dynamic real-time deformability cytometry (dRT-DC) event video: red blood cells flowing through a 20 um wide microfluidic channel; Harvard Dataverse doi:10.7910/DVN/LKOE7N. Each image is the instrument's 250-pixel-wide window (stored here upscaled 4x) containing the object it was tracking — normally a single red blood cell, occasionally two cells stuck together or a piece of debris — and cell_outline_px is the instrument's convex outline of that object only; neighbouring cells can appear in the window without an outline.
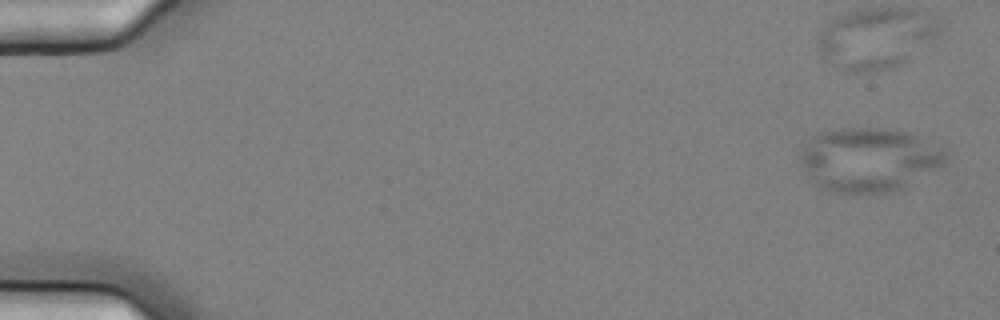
{"species": "common noctule bat (a hibernating species)", "species_latin": "Nyctalus noctula", "temperature_condition": "cold", "stored_images_in_passage": 8, "camera_frame_rate_fps": 3000, "um_per_image_px": 0.085, "animal": {"sex": "female", "body_mass_g": 25.1}, "frame": {"image": 1, "passage_image": 2, "time_ms": 0.333, "image_size_px": [1000, 320], "cell_outline_px": [[948, 160], [940, 168], [892, 192], [828, 192], [812, 184], [800, 160], [800, 152], [812, 136], [816, 132], [840, 128], [888, 128], [904, 132], [916, 136], [944, 148], [948, 156]], "centroid_in_image_um": [73.83, 13.56], "position_along_channel_um": 11.2, "area_um2": 54.27}}